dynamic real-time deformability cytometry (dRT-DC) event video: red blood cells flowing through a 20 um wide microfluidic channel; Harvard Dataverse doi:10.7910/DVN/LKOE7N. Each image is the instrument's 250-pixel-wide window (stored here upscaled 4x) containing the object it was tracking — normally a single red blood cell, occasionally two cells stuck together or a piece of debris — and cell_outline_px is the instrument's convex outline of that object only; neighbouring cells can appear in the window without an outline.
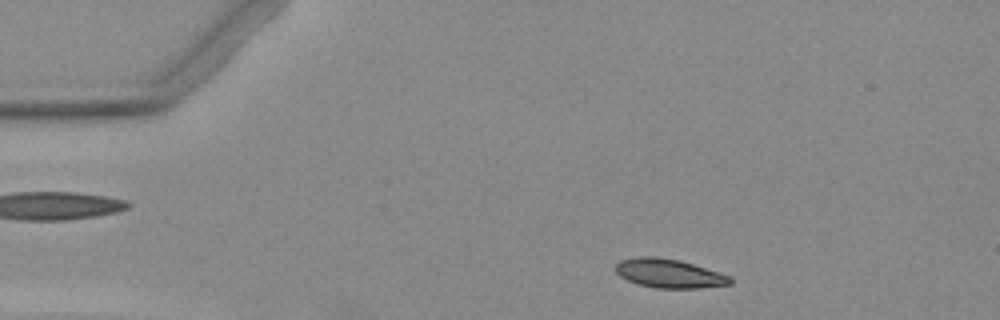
{"species": "Egyptian fruit bat (a non-hibernating species)", "species_latin": "Rousettus aegyptiacus", "temperature_condition": "warm", "stored_images_in_passage": 6, "camera_frame_rate_fps": 3000, "um_per_image_px": 0.085, "animal": {"sex": "female"}, "frame": {"image": 1, "passage_image": 2, "time_ms": 1.333, "image_size_px": [1000, 320], "cell_outline_px": [[732, 284], [700, 288], [656, 288], [640, 284], [628, 280], [620, 276], [616, 272], [616, 264], [620, 260], [636, 256], [656, 256], [680, 260], [728, 276], [732, 280]], "centroid_in_image_um": [56.83, 23.23], "position_along_channel_um": 28.2, "area_um2": 19.07}}
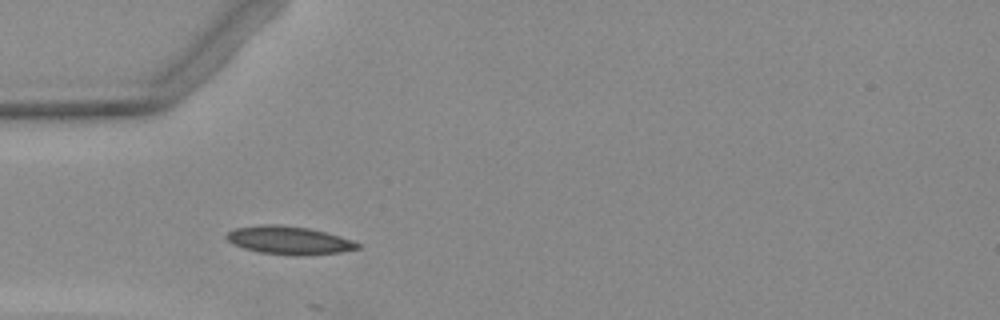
{"frame": {"image": 2, "passage_image": 4, "time_ms": 3.667, "image_size_px": [1000, 320], "cell_outline_px": [[360, 248], [340, 252], [296, 256], [260, 252], [244, 248], [232, 244], [224, 236], [228, 232], [236, 228], [264, 224], [276, 224], [308, 228], [340, 236], [352, 240], [360, 244]], "centroid_in_image_um": [24.55, 20.42], "position_along_channel_um": 60.4, "area_um2": 21.33}}
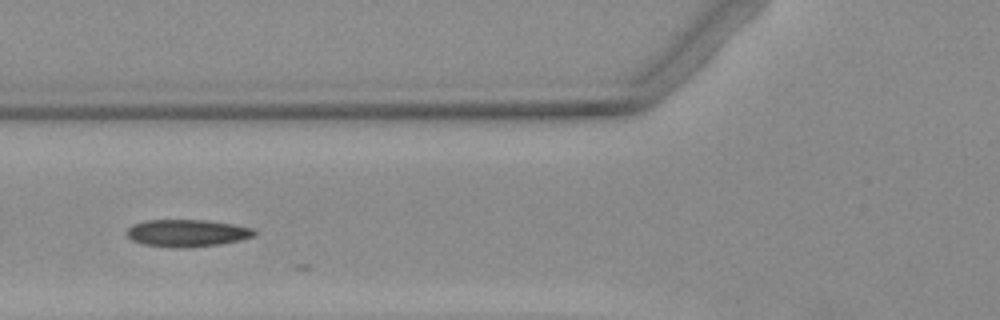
{"frame": {"image": 3, "passage_image": 5, "time_ms": 5.0, "image_size_px": [1000, 320], "cell_outline_px": [[256, 236], [240, 240], [220, 244], [144, 244], [132, 240], [128, 236], [128, 228], [132, 224], [148, 220], [208, 220], [232, 224], [252, 228], [256, 232]], "centroid_in_image_um": [15.96, 19.74], "position_along_channel_um": 109.8, "area_um2": 18.96}}